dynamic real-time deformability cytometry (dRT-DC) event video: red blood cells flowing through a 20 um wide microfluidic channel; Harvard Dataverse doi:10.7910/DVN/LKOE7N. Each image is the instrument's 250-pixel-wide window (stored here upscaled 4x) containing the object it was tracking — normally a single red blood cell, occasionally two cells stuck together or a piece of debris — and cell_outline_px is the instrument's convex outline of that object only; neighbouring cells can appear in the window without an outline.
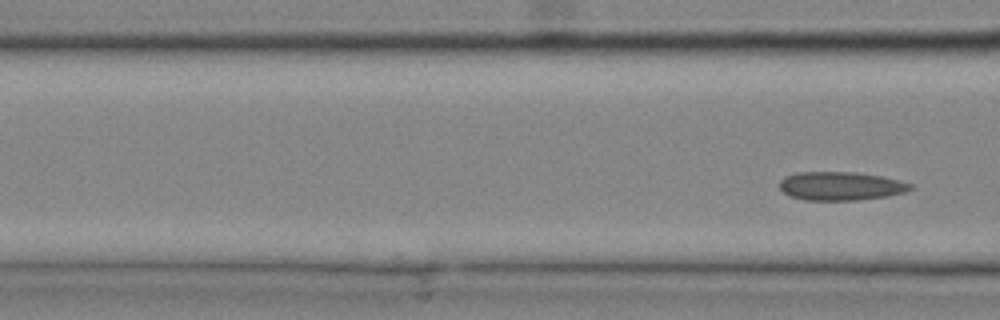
{"species": "common noctule bat (a hibernating species)", "species_latin": "Nyctalus noctula", "temperature_condition": "cold", "stored_images_in_passage": 7, "camera_frame_rate_fps": 3000, "um_per_image_px": 0.085, "animal": {"sex": "male", "body_mass_g": 20.4}, "frame": {"image": 1, "passage_image": 7, "time_ms": 2.0, "image_size_px": [1000, 320], "cell_outline_px": [[912, 188], [904, 192], [888, 196], [860, 200], [804, 200], [792, 196], [784, 192], [780, 188], [780, 180], [784, 176], [796, 172], [856, 172], [880, 176], [900, 180], [912, 184]], "centroid_in_image_um": [71.46, 15.81], "position_along_channel_um": 95.1, "area_um2": 21.79}}